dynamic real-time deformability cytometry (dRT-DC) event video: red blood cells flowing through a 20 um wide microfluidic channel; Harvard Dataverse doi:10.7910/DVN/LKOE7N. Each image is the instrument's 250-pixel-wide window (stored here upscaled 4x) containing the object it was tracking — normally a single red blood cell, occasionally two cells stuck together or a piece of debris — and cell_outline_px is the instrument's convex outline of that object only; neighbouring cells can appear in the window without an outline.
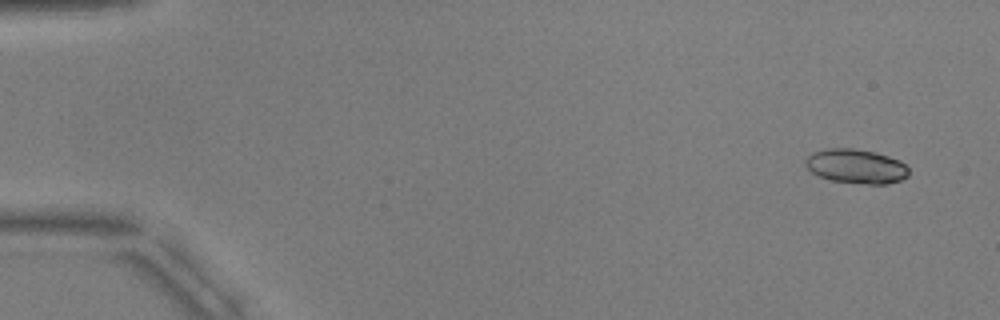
{"species": "common noctule bat (a hibernating species)", "species_latin": "Nyctalus noctula", "temperature_condition": "warm", "stored_images_in_passage": 5, "camera_frame_rate_fps": 3000, "um_per_image_px": 0.085, "animal": {"sex": "male", "body_mass_g": 17.9, "forearm_length_mm": 54.2}, "frame": {"image": 1, "passage_image": 1, "time_ms": 0.0, "image_size_px": [1000, 320], "cell_outline_px": [[908, 176], [900, 180], [888, 184], [868, 184], [832, 180], [820, 176], [812, 172], [804, 164], [804, 160], [812, 152], [828, 148], [852, 148], [872, 152], [888, 156], [900, 160], [908, 168]], "centroid_in_image_um": [72.76, 14.13], "position_along_channel_um": 12.2, "area_um2": 20.52}}
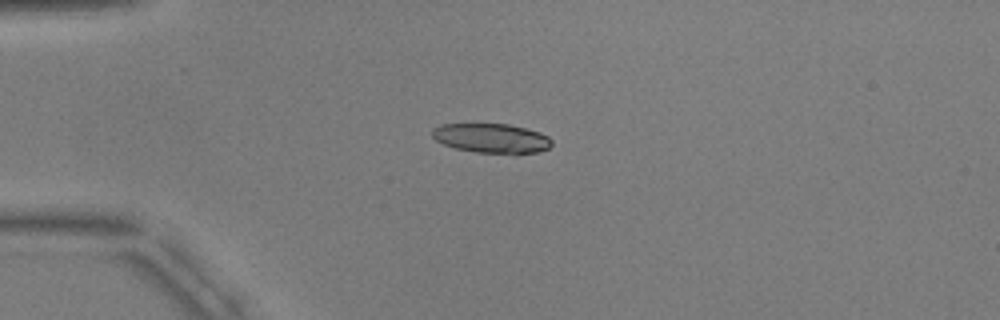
{"frame": {"image": 2, "passage_image": 4, "time_ms": 3.667, "image_size_px": [1000, 320], "cell_outline_px": [[552, 144], [548, 148], [540, 152], [516, 156], [476, 152], [456, 148], [444, 144], [436, 140], [432, 136], [432, 128], [440, 124], [508, 124], [540, 132], [548, 136], [552, 140]], "centroid_in_image_um": [41.84, 11.78], "position_along_channel_um": 43.2, "area_um2": 21.1}}